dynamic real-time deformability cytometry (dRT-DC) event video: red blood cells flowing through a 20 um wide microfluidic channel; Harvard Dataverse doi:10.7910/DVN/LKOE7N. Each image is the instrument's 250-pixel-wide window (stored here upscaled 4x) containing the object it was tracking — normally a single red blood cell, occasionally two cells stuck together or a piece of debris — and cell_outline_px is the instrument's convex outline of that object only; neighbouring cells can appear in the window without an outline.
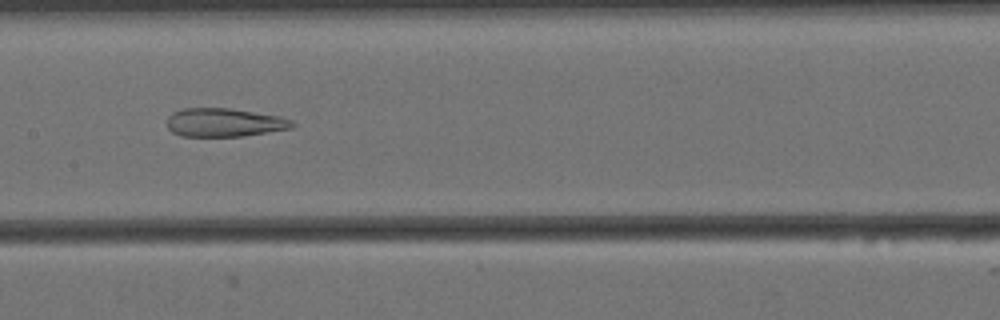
{"species": "Egyptian fruit bat (a non-hibernating species)", "species_latin": "Rousettus aegyptiacus", "temperature_condition": "cold", "stored_images_in_passage": 35, "camera_frame_rate_fps": 3000, "um_per_image_px": 0.085, "animal": {"sex": "female"}, "frame": {"image": 1, "passage_image": 19, "time_ms": 6.0, "image_size_px": [1000, 320], "cell_outline_px": [[296, 124], [292, 128], [244, 136], [180, 136], [172, 132], [168, 128], [168, 116], [172, 112], [184, 108], [228, 108], [284, 116], [292, 120]], "centroid_in_image_um": [19.1, 10.41], "position_along_channel_um": 188.3, "area_um2": 20.98}}
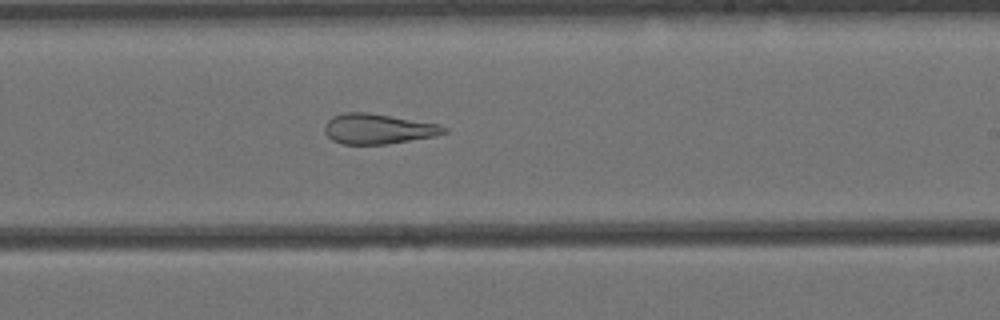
{"frame": {"image": 2, "passage_image": 25, "time_ms": 8.0, "image_size_px": [1000, 320], "cell_outline_px": [[448, 132], [436, 136], [388, 144], [340, 144], [332, 140], [324, 132], [324, 124], [332, 116], [344, 112], [368, 112], [440, 124], [448, 128]], "centroid_in_image_um": [32.14, 10.95], "position_along_channel_um": 256.9, "area_um2": 21.27}}
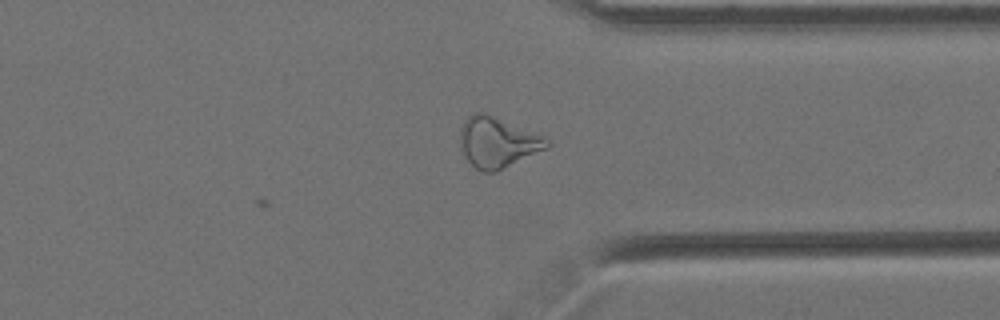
{"frame": {"image": 3, "passage_image": 35, "time_ms": 11.333, "image_size_px": [1000, 320], "cell_outline_px": [[552, 144], [548, 148], [496, 172], [484, 172], [476, 168], [468, 160], [460, 148], [460, 128], [464, 120], [472, 112], [480, 112], [492, 116], [540, 136], [548, 140]], "centroid_in_image_um": [42.25, 12.12], "position_along_channel_um": 369.2, "area_um2": 25.03}, "authors_computed_cell_mechanics": {"area_um2": 22.253, "velocity_mm_per_s": 3.4537, "shape_relaxation_time_tau1_ms": null, "shape_relaxation_time_tau2_ms": 5.0024, "deformation_change_tau1": null, "deformation_change_tau2": 0.1697}}